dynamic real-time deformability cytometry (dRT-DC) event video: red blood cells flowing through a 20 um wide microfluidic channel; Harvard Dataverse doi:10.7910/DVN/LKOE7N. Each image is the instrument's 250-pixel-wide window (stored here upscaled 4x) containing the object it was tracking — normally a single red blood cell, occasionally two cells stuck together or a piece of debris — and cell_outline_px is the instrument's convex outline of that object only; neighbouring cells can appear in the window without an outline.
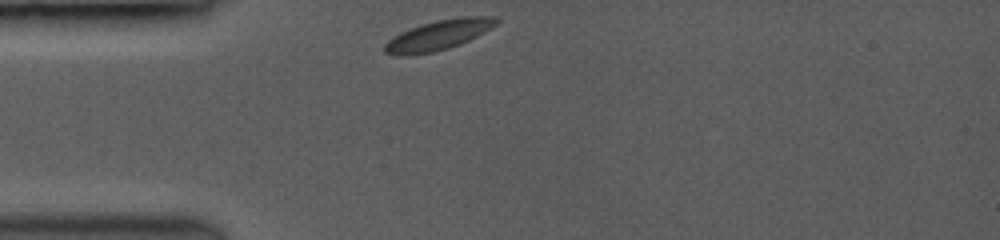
{"species": "common noctule bat (a hibernating species)", "species_latin": "Nyctalus noctula", "temperature_condition": "room temperature", "stored_images_in_passage": 36, "camera_frame_rate_fps": 3500, "um_per_image_px": 0.085, "animal": {"sex": "female", "body_mass_g": 19.0, "forearm_length_mm": 53.3}, "frame": {"image": 1, "passage_image": 1, "time_ms": 0.0, "image_size_px": [1000, 240], "cell_outline_px": [[500, 20], [496, 24], [484, 32], [460, 44], [448, 48], [432, 52], [408, 56], [400, 56], [384, 52], [384, 44], [392, 36], [408, 28], [420, 24], [436, 20], [460, 16], [500, 16]], "centroid_in_image_um": [37.25, 2.96], "position_along_channel_um": 47.7, "area_um2": 19.71}}
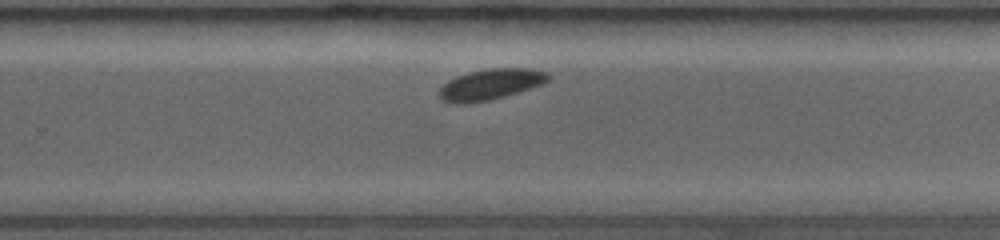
{"frame": {"image": 2, "passage_image": 24, "time_ms": 6.571, "image_size_px": [1000, 240], "cell_outline_px": [[548, 80], [540, 84], [516, 92], [488, 100], [444, 100], [440, 96], [440, 88], [448, 80], [456, 76], [468, 72], [492, 68], [528, 68], [544, 72], [548, 76]], "centroid_in_image_um": [41.72, 7.1], "position_along_channel_um": 288.1, "area_um2": 18.21}}
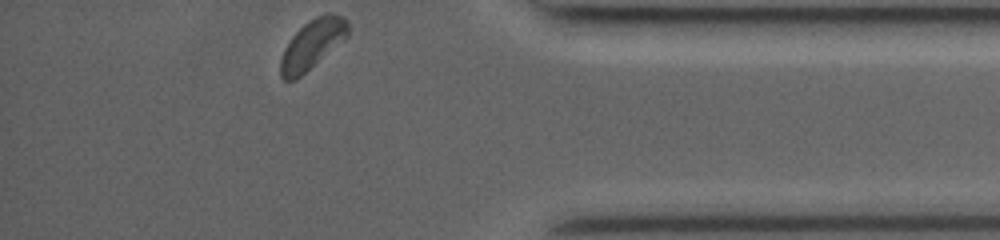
{"frame": {"image": 3, "passage_image": 36, "time_ms": 10.0, "image_size_px": [1000, 240], "cell_outline_px": [[348, 36], [296, 80], [284, 80], [280, 76], [280, 60], [284, 48], [292, 36], [304, 24], [316, 16], [328, 12], [344, 16], [348, 24]], "centroid_in_image_um": [26.53, 3.76], "position_along_channel_um": 408.7, "area_um2": 19.25}, "authors_computed_cell_mechanics": {"area_um2": 18.9584, "velocity_mm_per_s": 3.8777, "shape_relaxation_time_tau1_ms": 2.0169, "shape_relaxation_time_tau2_ms": null, "deformation_change_tau1": 0.0656, "deformation_change_tau2": null}}